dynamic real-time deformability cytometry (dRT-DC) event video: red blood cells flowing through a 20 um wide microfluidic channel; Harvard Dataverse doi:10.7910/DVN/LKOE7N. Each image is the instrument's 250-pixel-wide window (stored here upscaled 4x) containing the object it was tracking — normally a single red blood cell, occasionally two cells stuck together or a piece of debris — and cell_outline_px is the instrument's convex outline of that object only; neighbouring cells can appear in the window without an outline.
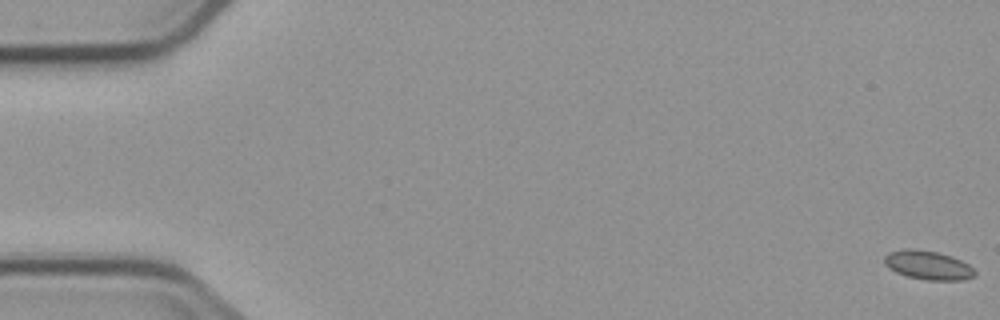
{"species": "common noctule bat (a hibernating species)", "species_latin": "Nyctalus noctula", "temperature_condition": "cold", "stored_images_in_passage": 6, "segment_of_instrument_passage": [2, 2], "camera_frame_rate_fps": 3000, "um_per_image_px": 0.085, "animal": {"sex": "male", "body_mass_g": 23.1, "forearm_length_mm": 52.7}, "frame": {"image": 1, "passage_image": 6, "time_ms": 7.0, "image_size_px": [1000, 320], "cell_outline_px": [[976, 272], [972, 276], [960, 280], [928, 280], [908, 276], [896, 272], [888, 268], [884, 264], [884, 256], [888, 252], [904, 248], [912, 248], [936, 252], [952, 256], [968, 264]], "centroid_in_image_um": [78.82, 22.52], "position_along_channel_um": 6.2, "area_um2": 15.14}}